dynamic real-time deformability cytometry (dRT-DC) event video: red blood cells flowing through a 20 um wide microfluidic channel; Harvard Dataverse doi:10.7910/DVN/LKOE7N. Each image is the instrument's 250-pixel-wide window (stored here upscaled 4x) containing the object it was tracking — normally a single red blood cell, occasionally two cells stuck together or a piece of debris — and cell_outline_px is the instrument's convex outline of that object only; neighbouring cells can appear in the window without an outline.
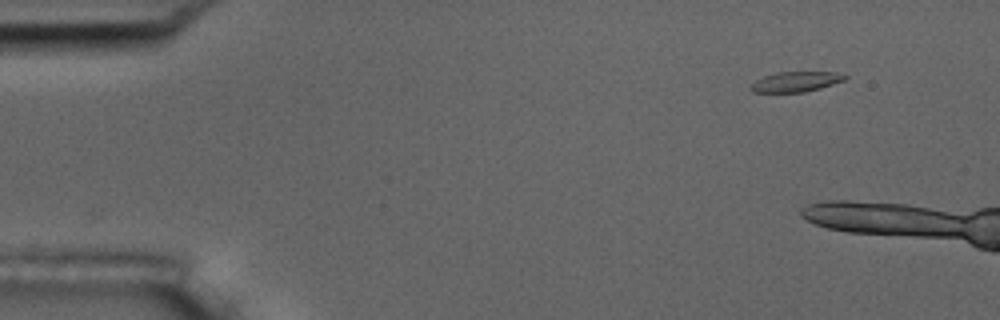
{"species": "common noctule bat (a hibernating species)", "species_latin": "Nyctalus noctula", "temperature_condition": "room temperature", "stored_images_in_passage": 7, "camera_frame_rate_fps": 3000, "um_per_image_px": 0.085, "animal": {"sex": "male", "body_mass_g": 17.5, "forearm_length_mm": 52.3}, "frame": {"image": 1, "passage_image": 1, "time_ms": 0.0, "image_size_px": [1000, 320], "cell_outline_px": [[848, 76], [844, 80], [820, 88], [804, 92], [752, 92], [748, 88], [756, 80], [764, 76], [776, 72], [836, 72]], "centroid_in_image_um": [67.62, 6.94], "position_along_channel_um": 17.4, "area_um2": 10.98}}